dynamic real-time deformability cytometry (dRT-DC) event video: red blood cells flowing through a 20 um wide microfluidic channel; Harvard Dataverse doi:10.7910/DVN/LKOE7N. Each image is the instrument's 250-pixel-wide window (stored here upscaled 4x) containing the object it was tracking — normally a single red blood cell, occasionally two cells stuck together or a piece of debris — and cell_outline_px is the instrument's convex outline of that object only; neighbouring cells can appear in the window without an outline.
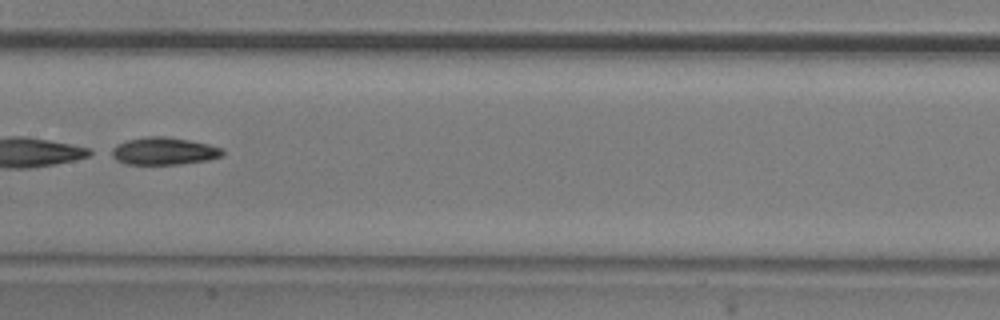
{"species": "common noctule bat (a hibernating species)", "species_latin": "Nyctalus noctula", "temperature_condition": "room temperature", "stored_images_in_passage": 35, "segment_of_instrument_passage": [2, 2], "camera_frame_rate_fps": 3000, "um_per_image_px": 0.085, "animal": {"sex": "male", "body_mass_g": 20.5, "forearm_length_mm": 52.5}, "frame": {"image": 1, "passage_image": 26, "time_ms": 8.333, "image_size_px": [1000, 320], "cell_outline_px": [[224, 152], [220, 156], [208, 160], [180, 164], [128, 164], [116, 160], [104, 152], [116, 144], [128, 140], [144, 136], [164, 136], [188, 140], [208, 144], [224, 148]], "centroid_in_image_um": [13.84, 12.84], "position_along_channel_um": 193.6, "area_um2": 18.03}}